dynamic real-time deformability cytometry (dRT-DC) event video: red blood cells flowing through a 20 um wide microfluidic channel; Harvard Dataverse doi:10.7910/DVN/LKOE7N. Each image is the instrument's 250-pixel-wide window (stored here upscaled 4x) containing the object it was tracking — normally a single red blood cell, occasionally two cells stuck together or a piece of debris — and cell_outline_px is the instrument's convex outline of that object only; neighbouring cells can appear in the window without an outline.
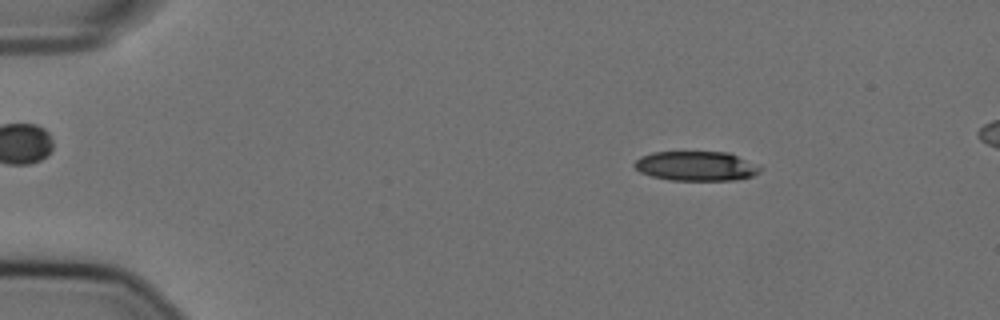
{"species": "Egyptian fruit bat (a non-hibernating species)", "species_latin": "Rousettus aegyptiacus", "temperature_condition": "cold", "stored_images_in_passage": 56, "camera_frame_rate_fps": 3000, "um_per_image_px": 0.085, "animal": {"sex": "female"}, "frame": {"image": 1, "passage_image": 8, "time_ms": 2.333, "image_size_px": [1000, 320], "cell_outline_px": [[764, 168], [760, 172], [752, 176], [736, 180], [668, 180], [652, 176], [640, 172], [632, 164], [640, 156], [652, 152], [728, 152]], "centroid_in_image_um": [59.16, 14.12], "position_along_channel_um": 25.8, "area_um2": 21.68}}
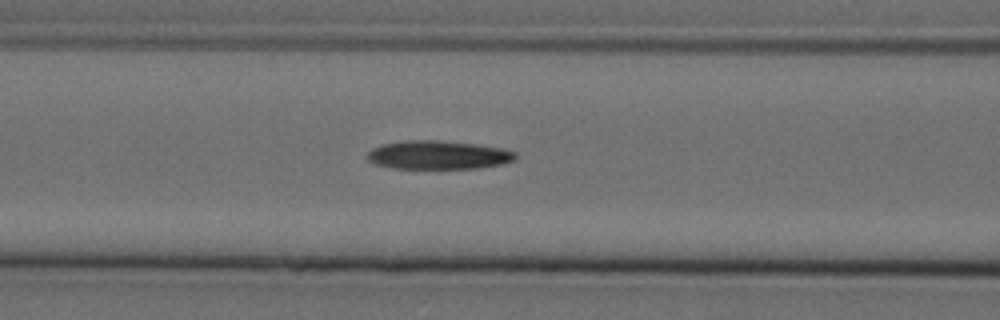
{"frame": {"image": 2, "passage_image": 23, "time_ms": 7.333, "image_size_px": [1000, 320], "cell_outline_px": [[516, 156], [512, 160], [500, 164], [480, 168], [396, 168], [376, 164], [368, 160], [368, 152], [372, 148], [384, 144], [404, 140], [440, 140], [472, 144], [500, 148], [516, 152]], "centroid_in_image_um": [37.22, 13.17], "position_along_channel_um": 129.4, "area_um2": 24.28}}
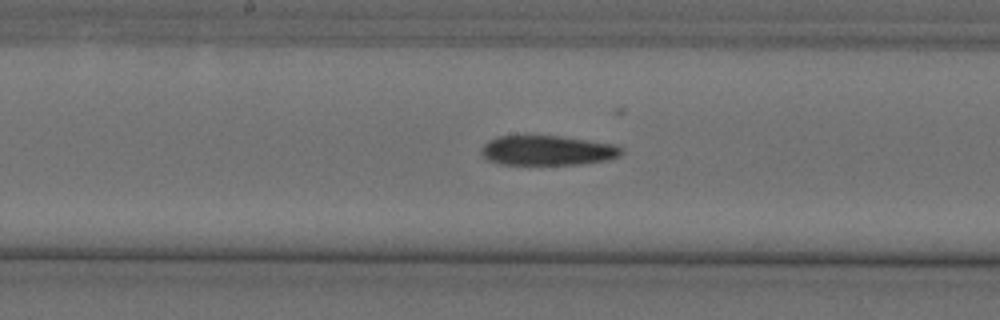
{"frame": {"image": 3, "passage_image": 29, "time_ms": 9.333, "image_size_px": [1000, 320], "cell_outline_px": [[624, 152], [620, 156], [608, 160], [580, 164], [500, 164], [488, 160], [480, 152], [480, 148], [488, 140], [496, 136], [560, 136], [616, 144], [624, 148]], "centroid_in_image_um": [46.56, 12.78], "position_along_channel_um": 201.6, "area_um2": 24.51}}